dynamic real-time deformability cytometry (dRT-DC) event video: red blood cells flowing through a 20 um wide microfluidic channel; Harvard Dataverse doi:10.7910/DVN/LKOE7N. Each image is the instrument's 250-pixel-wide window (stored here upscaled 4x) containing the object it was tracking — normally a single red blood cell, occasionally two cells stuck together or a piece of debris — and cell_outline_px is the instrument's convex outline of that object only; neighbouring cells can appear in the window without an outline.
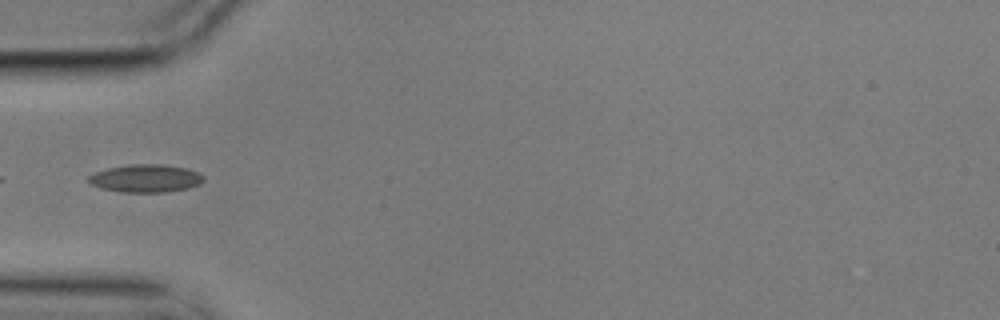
{"species": "common noctule bat (a hibernating species)", "species_latin": "Nyctalus noctula", "temperature_condition": "cold", "stored_images_in_passage": 10, "camera_frame_rate_fps": 3000, "um_per_image_px": 0.085, "animal": {"sex": "male", "body_mass_g": 17.9}, "frame": {"image": 1, "passage_image": 1, "time_ms": 0.0, "image_size_px": [1000, 320], "cell_outline_px": [[204, 180], [200, 184], [188, 188], [164, 192], [124, 192], [100, 188], [92, 184], [88, 180], [88, 176], [96, 172], [108, 168], [128, 164], [160, 164], [184, 168], [196, 172], [204, 176]], "centroid_in_image_um": [12.37, 15.16], "position_along_channel_um": 72.6, "area_um2": 18.5}}
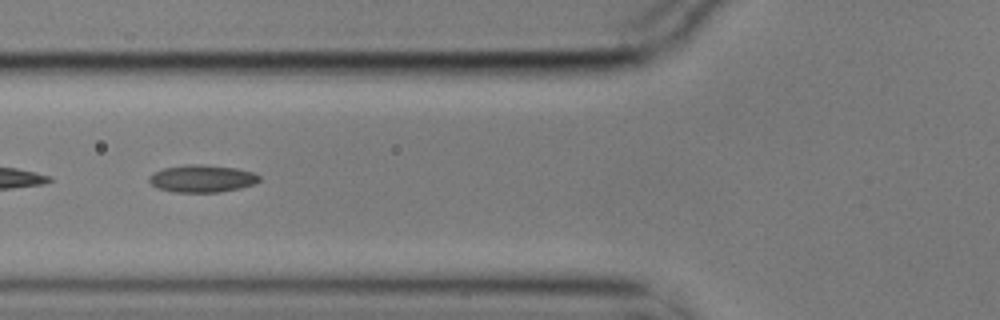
{"frame": {"image": 2, "passage_image": 4, "time_ms": 1.0, "image_size_px": [1000, 320], "cell_outline_px": [[260, 180], [252, 184], [240, 188], [220, 192], [172, 192], [156, 188], [148, 180], [148, 176], [164, 168], [184, 164], [200, 164], [236, 168], [252, 172], [260, 176]], "centroid_in_image_um": [17.14, 15.18], "position_along_channel_um": 108.7, "area_um2": 17.57}}
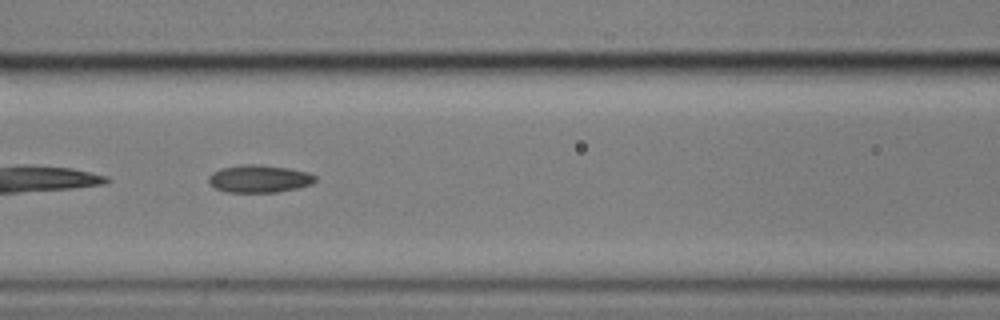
{"frame": {"image": 3, "passage_image": 7, "time_ms": 2.0, "image_size_px": [1000, 320], "cell_outline_px": [[316, 180], [312, 184], [296, 188], [276, 192], [228, 192], [216, 188], [208, 180], [208, 176], [212, 172], [220, 168], [240, 164], [260, 164], [288, 168], [308, 172], [316, 176]], "centroid_in_image_um": [22.03, 15.18], "position_along_channel_um": 144.6, "area_um2": 17.17}}